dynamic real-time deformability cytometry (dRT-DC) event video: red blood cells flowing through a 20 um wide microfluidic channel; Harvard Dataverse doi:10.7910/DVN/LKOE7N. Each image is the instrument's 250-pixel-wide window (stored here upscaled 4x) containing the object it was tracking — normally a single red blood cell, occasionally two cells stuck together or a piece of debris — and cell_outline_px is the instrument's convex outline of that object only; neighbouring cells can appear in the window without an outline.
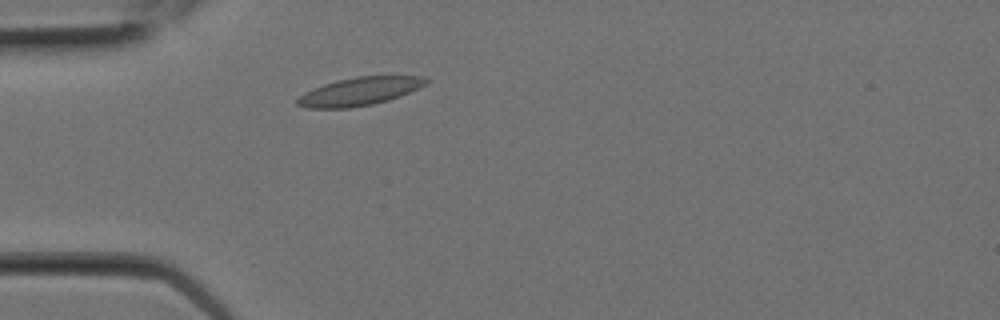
{"species": "Egyptian fruit bat (a non-hibernating species)", "species_latin": "Rousettus aegyptiacus", "temperature_condition": "room temperature", "stored_images_in_passage": 3, "camera_frame_rate_fps": 3000, "um_per_image_px": 0.085, "animal": {"sex": "female"}, "frame": {"image": 1, "passage_image": 3, "time_ms": 0.667, "image_size_px": [1000, 320], "cell_outline_px": [[432, 80], [428, 84], [420, 88], [400, 96], [388, 100], [372, 104], [348, 108], [304, 108], [296, 104], [296, 100], [304, 92], [312, 88], [336, 80], [356, 76], [424, 76]], "centroid_in_image_um": [30.59, 7.76], "position_along_channel_um": 54.4, "area_um2": 21.33}}